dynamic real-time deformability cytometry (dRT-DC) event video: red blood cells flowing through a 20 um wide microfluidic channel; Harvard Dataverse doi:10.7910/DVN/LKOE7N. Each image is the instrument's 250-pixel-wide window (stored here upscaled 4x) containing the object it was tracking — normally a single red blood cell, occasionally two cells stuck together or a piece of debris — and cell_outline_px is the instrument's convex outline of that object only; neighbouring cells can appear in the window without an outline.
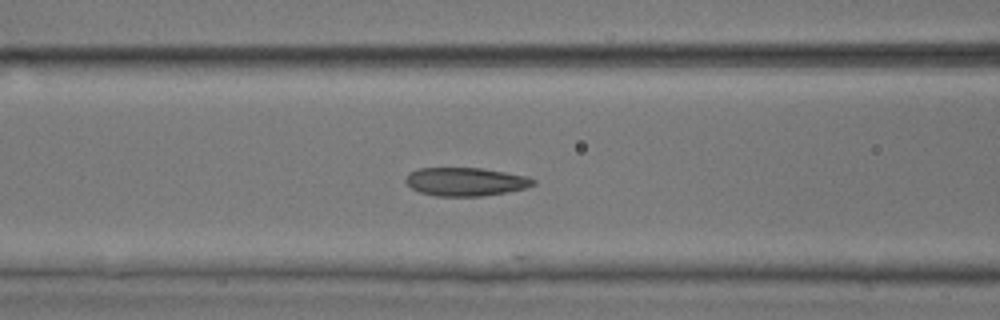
{"species": "common noctule bat (a hibernating species)", "species_latin": "Nyctalus noctula", "temperature_condition": "room temperature", "stored_images_in_passage": 26, "camera_frame_rate_fps": 3000, "um_per_image_px": 0.085, "animal": {"sex": "male", "body_mass_g": 17.9, "forearm_length_mm": 54.2}, "frame": {"image": 1, "passage_image": 22, "time_ms": 7.0, "image_size_px": [1000, 320], "cell_outline_px": [[536, 184], [528, 188], [480, 196], [436, 196], [420, 192], [412, 188], [404, 180], [408, 172], [416, 168], [480, 168], [504, 172], [524, 176], [536, 180]], "centroid_in_image_um": [39.54, 15.44], "position_along_channel_um": 127.1, "area_um2": 21.04}}
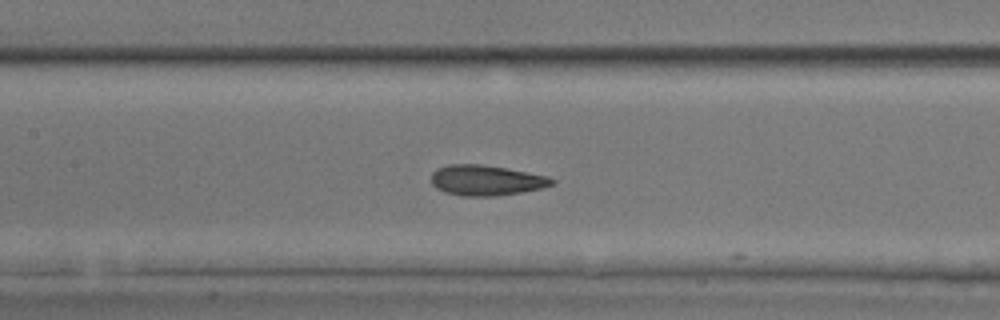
{"frame": {"image": 2, "passage_image": 25, "time_ms": 8.0, "image_size_px": [1000, 320], "cell_outline_px": [[556, 184], [544, 188], [524, 192], [496, 196], [460, 196], [444, 192], [436, 188], [432, 184], [432, 172], [436, 168], [448, 164], [480, 164], [504, 168], [548, 176], [556, 180]], "centroid_in_image_um": [41.34, 15.34], "position_along_channel_um": 166.1, "area_um2": 21.62}}